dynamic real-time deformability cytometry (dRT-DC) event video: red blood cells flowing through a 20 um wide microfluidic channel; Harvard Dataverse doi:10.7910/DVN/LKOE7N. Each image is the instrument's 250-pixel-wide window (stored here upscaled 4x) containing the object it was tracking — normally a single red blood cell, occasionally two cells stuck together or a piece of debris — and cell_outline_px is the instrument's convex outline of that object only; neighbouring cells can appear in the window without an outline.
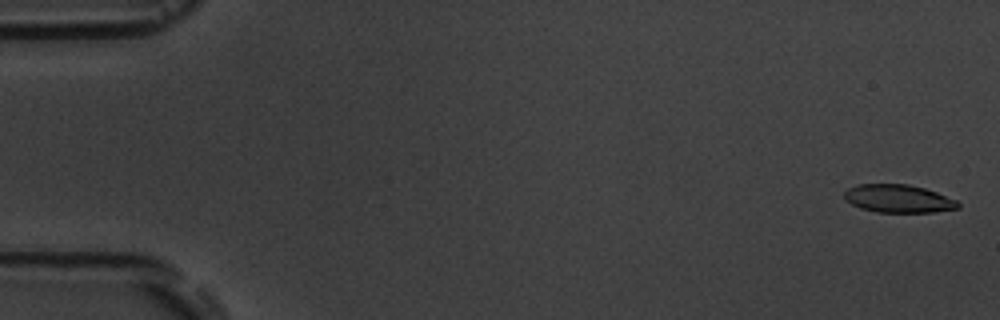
{"species": "common noctule bat (a hibernating species)", "species_latin": "Nyctalus noctula", "temperature_condition": "room temperature", "stored_images_in_passage": 8, "camera_frame_rate_fps": 3000, "um_per_image_px": 0.085, "animal": {"sex": "male", "body_mass_g": 19.5, "forearm_length_mm": 54.6}, "frame": {"image": 1, "passage_image": 1, "time_ms": 0.0, "image_size_px": [1000, 320], "cell_outline_px": [[960, 208], [932, 212], [876, 212], [860, 208], [844, 200], [844, 192], [848, 188], [860, 184], [908, 184], [924, 188], [936, 192], [956, 200], [960, 204]], "centroid_in_image_um": [76.34, 16.88], "position_along_channel_um": 8.7, "area_um2": 18.55}}
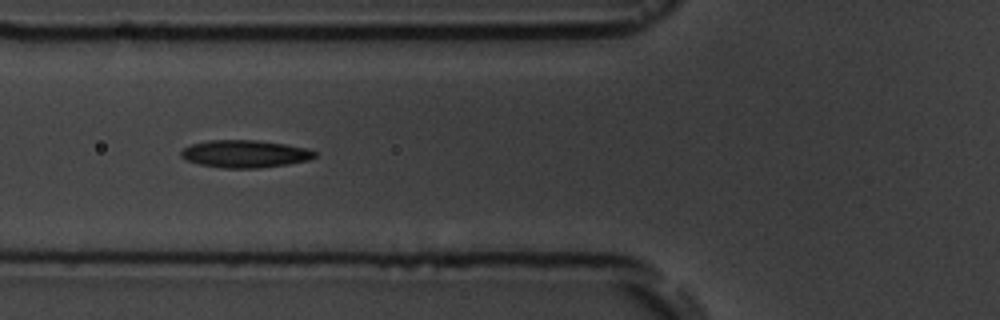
{"frame": {"image": 2, "passage_image": 7, "time_ms": 6.667, "image_size_px": [1000, 320], "cell_outline_px": [[316, 156], [308, 160], [288, 164], [256, 168], [224, 168], [200, 164], [188, 160], [180, 156], [180, 152], [184, 148], [192, 144], [208, 140], [256, 140], [284, 144], [308, 148], [316, 152]], "centroid_in_image_um": [20.83, 13.07], "position_along_channel_um": 105.0, "area_um2": 21.27}}
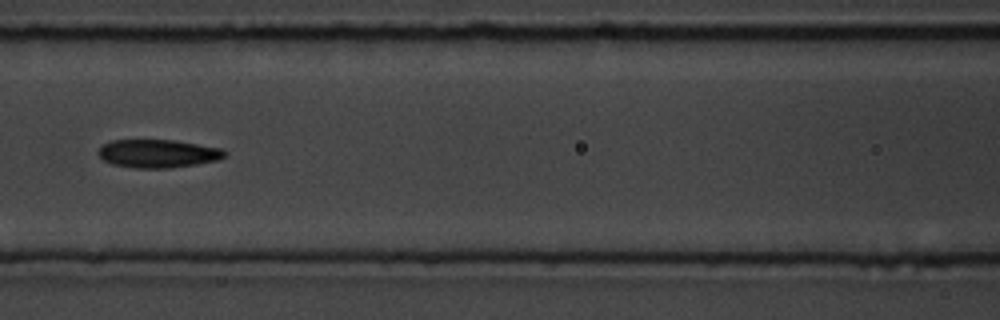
{"frame": {"image": 3, "passage_image": 8, "time_ms": 8.0, "image_size_px": [1000, 320], "cell_outline_px": [[228, 152], [224, 156], [216, 160], [196, 164], [168, 168], [136, 168], [112, 164], [104, 160], [96, 152], [104, 144], [112, 140], [176, 140], [224, 148]], "centroid_in_image_um": [13.45, 13.04], "position_along_channel_um": 153.2, "area_um2": 20.81}}